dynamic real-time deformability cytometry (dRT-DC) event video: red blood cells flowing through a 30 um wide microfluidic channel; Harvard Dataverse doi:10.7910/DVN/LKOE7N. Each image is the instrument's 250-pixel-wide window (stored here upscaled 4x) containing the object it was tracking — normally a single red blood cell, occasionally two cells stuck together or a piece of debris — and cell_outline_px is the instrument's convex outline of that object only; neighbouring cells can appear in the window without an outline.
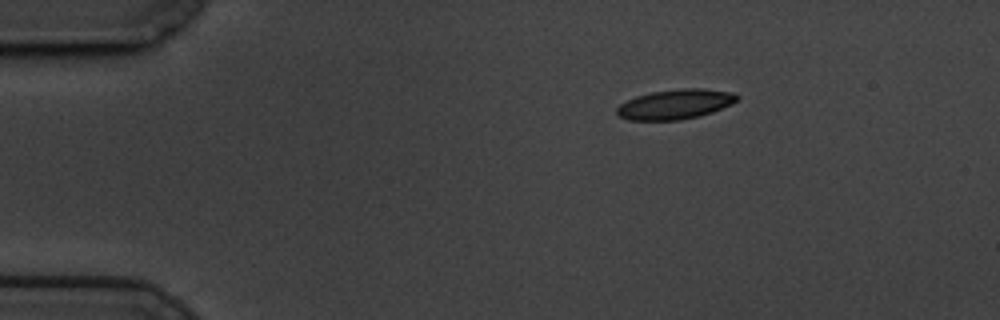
{"species": "common noctule bat (a hibernating species)", "species_latin": "Nyctalus noctula", "temperature_condition": "cold", "stored_images_in_passage": 50, "camera_frame_rate_fps": 3000, "um_per_image_px": 0.085, "animal": {"sex": "male", "body_mass_g": 19.5, "forearm_length_mm": 54.6}, "frame": {"image": 1, "passage_image": 1, "time_ms": 0.0, "image_size_px": [1000, 320], "cell_outline_px": [[740, 96], [732, 104], [712, 112], [700, 116], [680, 120], [628, 120], [620, 116], [616, 112], [616, 108], [620, 104], [636, 96], [652, 92], [680, 88], [704, 88], [732, 92]], "centroid_in_image_um": [57.41, 8.86], "position_along_channel_um": 27.6, "area_um2": 20.92}}
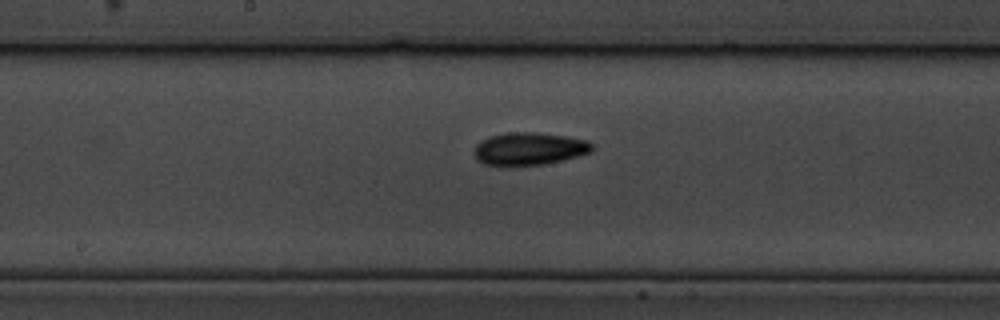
{"frame": {"image": 2, "passage_image": 22, "time_ms": 7.0, "image_size_px": [1000, 320], "cell_outline_px": [[592, 152], [544, 164], [512, 168], [484, 164], [476, 160], [472, 152], [476, 144], [480, 140], [488, 136], [508, 132], [536, 132], [568, 136], [588, 140], [592, 144]], "centroid_in_image_um": [44.9, 12.66], "position_along_channel_um": 203.3, "area_um2": 23.18}}
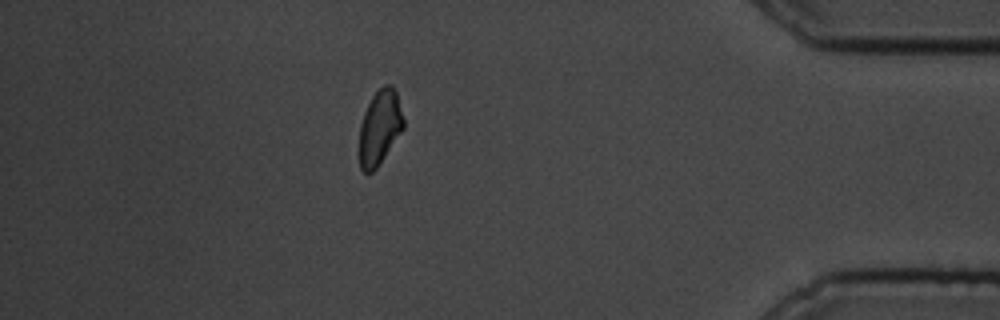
{"frame": {"image": 3, "passage_image": 43, "time_ms": 14.0, "image_size_px": [1000, 320], "cell_outline_px": [[404, 128], [376, 168], [372, 172], [364, 172], [360, 168], [360, 124], [364, 112], [372, 96], [384, 84], [392, 84], [396, 92], [404, 120]], "centroid_in_image_um": [32.28, 10.81], "position_along_channel_um": 402.9, "area_um2": 18.96}, "authors_computed_cell_mechanics": {"area_um2": 20.808, "velocity_mm_per_s": 3.4189, "shape_relaxation_time_tau1_ms": 4.8199, "shape_relaxation_time_tau2_ms": null, "deformation_change_tau1": 0.0985, "deformation_change_tau2": null}}